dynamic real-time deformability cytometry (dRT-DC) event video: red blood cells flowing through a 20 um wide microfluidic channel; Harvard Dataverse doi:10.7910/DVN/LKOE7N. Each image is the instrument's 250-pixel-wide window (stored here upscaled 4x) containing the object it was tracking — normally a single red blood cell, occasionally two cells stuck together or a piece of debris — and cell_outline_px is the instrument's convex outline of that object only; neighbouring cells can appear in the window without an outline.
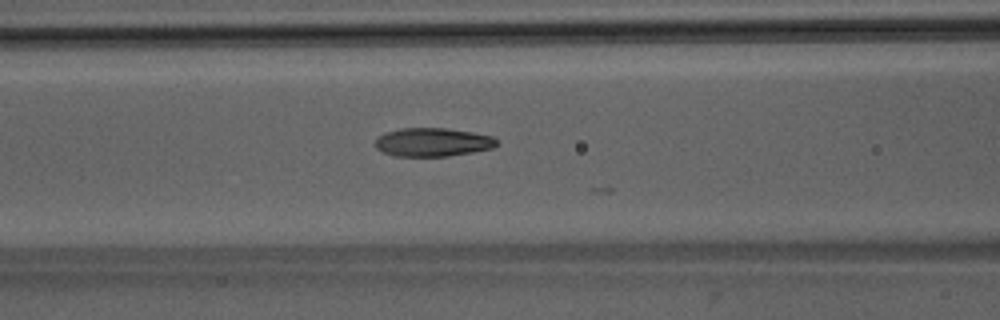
{"species": "Egyptian fruit bat (a non-hibernating species)", "species_latin": "Rousettus aegyptiacus", "temperature_condition": "room temperature", "stored_images_in_passage": 8, "camera_frame_rate_fps": 3000, "um_per_image_px": 0.085, "animal": {"sex": "male"}, "frame": {"image": 1, "passage_image": 6, "time_ms": 1.667, "image_size_px": [1000, 320], "cell_outline_px": [[496, 144], [492, 148], [472, 152], [448, 156], [396, 156], [384, 152], [376, 148], [376, 140], [384, 132], [400, 128], [448, 128], [472, 132], [492, 136], [496, 140]], "centroid_in_image_um": [36.76, 12.08], "position_along_channel_um": 129.8, "area_um2": 20.06}}